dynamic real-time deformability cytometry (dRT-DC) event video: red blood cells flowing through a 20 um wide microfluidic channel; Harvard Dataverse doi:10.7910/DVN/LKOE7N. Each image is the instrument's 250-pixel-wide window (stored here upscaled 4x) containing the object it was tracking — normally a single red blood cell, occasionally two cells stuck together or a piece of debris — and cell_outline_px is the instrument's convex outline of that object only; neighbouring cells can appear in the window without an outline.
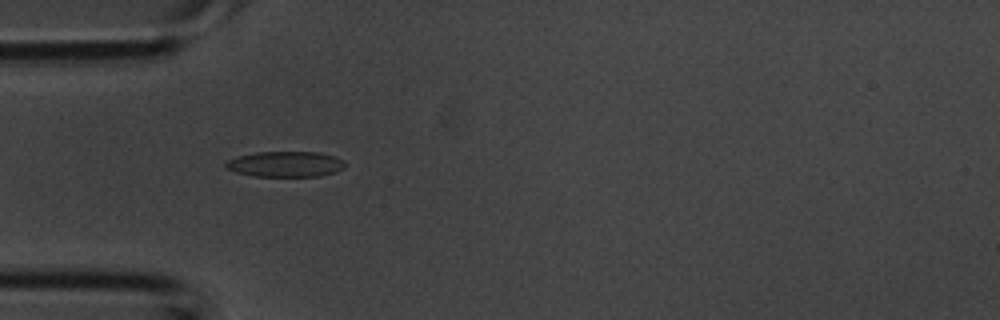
{"species": "common noctule bat (a hibernating species)", "species_latin": "Nyctalus noctula", "temperature_condition": "room temperature", "stored_images_in_passage": 4, "camera_frame_rate_fps": 3000, "um_per_image_px": 0.085, "animal": {"sex": "male", "body_mass_g": 20.1, "forearm_length_mm": 53.5}, "frame": {"image": 1, "passage_image": 4, "time_ms": 1.0, "image_size_px": [1000, 320], "cell_outline_px": [[344, 168], [336, 172], [320, 176], [252, 176], [236, 172], [224, 168], [224, 164], [228, 160], [236, 156], [256, 152], [320, 152], [336, 156], [344, 160]], "centroid_in_image_um": [24.26, 13.95], "position_along_channel_um": 60.7, "area_um2": 17.98}}